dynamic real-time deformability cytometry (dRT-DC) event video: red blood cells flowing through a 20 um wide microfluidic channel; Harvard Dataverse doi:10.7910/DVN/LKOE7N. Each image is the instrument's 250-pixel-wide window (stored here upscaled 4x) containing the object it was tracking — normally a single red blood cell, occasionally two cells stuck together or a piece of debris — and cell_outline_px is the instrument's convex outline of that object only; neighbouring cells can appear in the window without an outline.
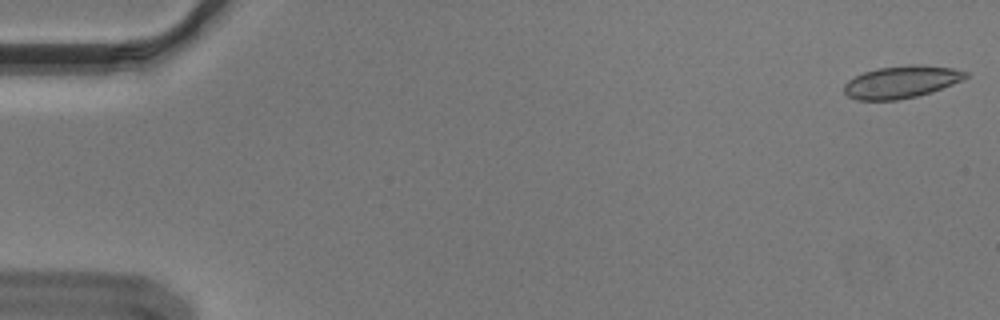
{"species": "Egyptian fruit bat (a non-hibernating species)", "species_latin": "Rousettus aegyptiacus", "temperature_condition": "cold", "stored_images_in_passage": 10, "camera_frame_rate_fps": 3000, "um_per_image_px": 0.085, "animal": {"sex": "male"}, "frame": {"image": 1, "passage_image": 1, "time_ms": 0.0, "image_size_px": [1000, 320], "cell_outline_px": [[968, 76], [964, 80], [932, 92], [916, 96], [896, 100], [856, 100], [848, 96], [844, 92], [844, 84], [848, 80], [864, 72], [876, 68], [908, 64], [920, 64], [952, 68], [968, 72]], "centroid_in_image_um": [76.63, 6.96], "position_along_channel_um": 8.4, "area_um2": 23.06}}